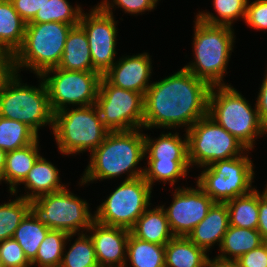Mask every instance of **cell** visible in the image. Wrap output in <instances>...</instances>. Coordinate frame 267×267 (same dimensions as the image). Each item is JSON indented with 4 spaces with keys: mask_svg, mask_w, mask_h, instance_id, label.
<instances>
[{
    "mask_svg": "<svg viewBox=\"0 0 267 267\" xmlns=\"http://www.w3.org/2000/svg\"><path fill=\"white\" fill-rule=\"evenodd\" d=\"M210 89L207 82L185 68L151 83L144 95L143 129L183 126L188 130L208 115Z\"/></svg>",
    "mask_w": 267,
    "mask_h": 267,
    "instance_id": "6da1fadb",
    "label": "cell"
},
{
    "mask_svg": "<svg viewBox=\"0 0 267 267\" xmlns=\"http://www.w3.org/2000/svg\"><path fill=\"white\" fill-rule=\"evenodd\" d=\"M140 131V128L110 131L101 145L91 153L90 162L79 184L117 178L127 172L125 181L142 177L144 168L137 165L145 157V139Z\"/></svg>",
    "mask_w": 267,
    "mask_h": 267,
    "instance_id": "7a4b0ae2",
    "label": "cell"
},
{
    "mask_svg": "<svg viewBox=\"0 0 267 267\" xmlns=\"http://www.w3.org/2000/svg\"><path fill=\"white\" fill-rule=\"evenodd\" d=\"M194 61L185 65L187 71L211 87L228 85L223 81L233 51L234 30L227 25H210L195 18Z\"/></svg>",
    "mask_w": 267,
    "mask_h": 267,
    "instance_id": "3957f363",
    "label": "cell"
},
{
    "mask_svg": "<svg viewBox=\"0 0 267 267\" xmlns=\"http://www.w3.org/2000/svg\"><path fill=\"white\" fill-rule=\"evenodd\" d=\"M254 108L233 86H212L210 89L208 116L248 150H252L257 137L267 134V129L259 118L256 104Z\"/></svg>",
    "mask_w": 267,
    "mask_h": 267,
    "instance_id": "277c9868",
    "label": "cell"
},
{
    "mask_svg": "<svg viewBox=\"0 0 267 267\" xmlns=\"http://www.w3.org/2000/svg\"><path fill=\"white\" fill-rule=\"evenodd\" d=\"M72 27L61 22L27 23L23 44L11 57L12 71L19 73L24 67L41 76L58 67Z\"/></svg>",
    "mask_w": 267,
    "mask_h": 267,
    "instance_id": "5b68a950",
    "label": "cell"
},
{
    "mask_svg": "<svg viewBox=\"0 0 267 267\" xmlns=\"http://www.w3.org/2000/svg\"><path fill=\"white\" fill-rule=\"evenodd\" d=\"M38 87L21 83L20 75L12 71L0 87V116L27 124L37 134L42 126H52L54 114L50 108L46 85Z\"/></svg>",
    "mask_w": 267,
    "mask_h": 267,
    "instance_id": "8992f818",
    "label": "cell"
},
{
    "mask_svg": "<svg viewBox=\"0 0 267 267\" xmlns=\"http://www.w3.org/2000/svg\"><path fill=\"white\" fill-rule=\"evenodd\" d=\"M52 130L63 156L87 150L91 154L110 132L104 126L96 104L71 110L65 108L54 113Z\"/></svg>",
    "mask_w": 267,
    "mask_h": 267,
    "instance_id": "52a82bcc",
    "label": "cell"
},
{
    "mask_svg": "<svg viewBox=\"0 0 267 267\" xmlns=\"http://www.w3.org/2000/svg\"><path fill=\"white\" fill-rule=\"evenodd\" d=\"M216 161L197 177V185L214 201L225 203L251 192L254 166L249 155Z\"/></svg>",
    "mask_w": 267,
    "mask_h": 267,
    "instance_id": "ba28073f",
    "label": "cell"
},
{
    "mask_svg": "<svg viewBox=\"0 0 267 267\" xmlns=\"http://www.w3.org/2000/svg\"><path fill=\"white\" fill-rule=\"evenodd\" d=\"M190 166L207 167L216 161L238 157L249 150L210 116L197 120L188 130Z\"/></svg>",
    "mask_w": 267,
    "mask_h": 267,
    "instance_id": "9c48e42d",
    "label": "cell"
},
{
    "mask_svg": "<svg viewBox=\"0 0 267 267\" xmlns=\"http://www.w3.org/2000/svg\"><path fill=\"white\" fill-rule=\"evenodd\" d=\"M86 201L65 187L58 192L34 199L32 210L49 229L61 230L76 236L80 230L81 233L85 230L87 232L95 221V215L90 213Z\"/></svg>",
    "mask_w": 267,
    "mask_h": 267,
    "instance_id": "30bf717a",
    "label": "cell"
},
{
    "mask_svg": "<svg viewBox=\"0 0 267 267\" xmlns=\"http://www.w3.org/2000/svg\"><path fill=\"white\" fill-rule=\"evenodd\" d=\"M152 187L144 177L124 180L94 212L95 221L131 229L150 206Z\"/></svg>",
    "mask_w": 267,
    "mask_h": 267,
    "instance_id": "8fae6325",
    "label": "cell"
},
{
    "mask_svg": "<svg viewBox=\"0 0 267 267\" xmlns=\"http://www.w3.org/2000/svg\"><path fill=\"white\" fill-rule=\"evenodd\" d=\"M51 73L53 76L50 77ZM41 77L48 91L53 114L70 104L79 107L96 104L102 79L98 72L69 71L56 67L45 71Z\"/></svg>",
    "mask_w": 267,
    "mask_h": 267,
    "instance_id": "7c38bea8",
    "label": "cell"
},
{
    "mask_svg": "<svg viewBox=\"0 0 267 267\" xmlns=\"http://www.w3.org/2000/svg\"><path fill=\"white\" fill-rule=\"evenodd\" d=\"M101 120L109 131L142 129L144 95L112 85L104 76L96 99Z\"/></svg>",
    "mask_w": 267,
    "mask_h": 267,
    "instance_id": "4fadbf2b",
    "label": "cell"
},
{
    "mask_svg": "<svg viewBox=\"0 0 267 267\" xmlns=\"http://www.w3.org/2000/svg\"><path fill=\"white\" fill-rule=\"evenodd\" d=\"M79 25L88 38L93 71L103 76L116 62L117 22L98 4L82 13Z\"/></svg>",
    "mask_w": 267,
    "mask_h": 267,
    "instance_id": "5bb4252c",
    "label": "cell"
},
{
    "mask_svg": "<svg viewBox=\"0 0 267 267\" xmlns=\"http://www.w3.org/2000/svg\"><path fill=\"white\" fill-rule=\"evenodd\" d=\"M196 186L197 188H176L171 205L164 208L174 236L187 237L215 203L197 184Z\"/></svg>",
    "mask_w": 267,
    "mask_h": 267,
    "instance_id": "9a60e30c",
    "label": "cell"
},
{
    "mask_svg": "<svg viewBox=\"0 0 267 267\" xmlns=\"http://www.w3.org/2000/svg\"><path fill=\"white\" fill-rule=\"evenodd\" d=\"M94 244L99 267H128L127 242L130 230L106 226L94 221L87 230Z\"/></svg>",
    "mask_w": 267,
    "mask_h": 267,
    "instance_id": "2e32d148",
    "label": "cell"
},
{
    "mask_svg": "<svg viewBox=\"0 0 267 267\" xmlns=\"http://www.w3.org/2000/svg\"><path fill=\"white\" fill-rule=\"evenodd\" d=\"M152 62L146 52L117 60L103 75L112 85L145 95L151 85Z\"/></svg>",
    "mask_w": 267,
    "mask_h": 267,
    "instance_id": "e0dca14e",
    "label": "cell"
},
{
    "mask_svg": "<svg viewBox=\"0 0 267 267\" xmlns=\"http://www.w3.org/2000/svg\"><path fill=\"white\" fill-rule=\"evenodd\" d=\"M229 226L226 203L215 202L206 217L193 228L187 237L198 247L208 252L216 242L220 246Z\"/></svg>",
    "mask_w": 267,
    "mask_h": 267,
    "instance_id": "ac0fdd59",
    "label": "cell"
},
{
    "mask_svg": "<svg viewBox=\"0 0 267 267\" xmlns=\"http://www.w3.org/2000/svg\"><path fill=\"white\" fill-rule=\"evenodd\" d=\"M30 192L21 197L34 199L63 190L66 186L60 182L59 169L41 155L35 161L26 178L21 182Z\"/></svg>",
    "mask_w": 267,
    "mask_h": 267,
    "instance_id": "d6986e66",
    "label": "cell"
},
{
    "mask_svg": "<svg viewBox=\"0 0 267 267\" xmlns=\"http://www.w3.org/2000/svg\"><path fill=\"white\" fill-rule=\"evenodd\" d=\"M145 156L147 162H189L188 138L185 133L184 140L179 133L161 134L157 139H151L144 134ZM148 155V156H147Z\"/></svg>",
    "mask_w": 267,
    "mask_h": 267,
    "instance_id": "ffe728a7",
    "label": "cell"
},
{
    "mask_svg": "<svg viewBox=\"0 0 267 267\" xmlns=\"http://www.w3.org/2000/svg\"><path fill=\"white\" fill-rule=\"evenodd\" d=\"M164 206H156L154 209L147 208L136 220L130 233L140 240L166 245L174 235L170 229Z\"/></svg>",
    "mask_w": 267,
    "mask_h": 267,
    "instance_id": "44dd1931",
    "label": "cell"
},
{
    "mask_svg": "<svg viewBox=\"0 0 267 267\" xmlns=\"http://www.w3.org/2000/svg\"><path fill=\"white\" fill-rule=\"evenodd\" d=\"M58 68L69 71H93V62L84 29L78 24L68 33Z\"/></svg>",
    "mask_w": 267,
    "mask_h": 267,
    "instance_id": "7402d4cb",
    "label": "cell"
},
{
    "mask_svg": "<svg viewBox=\"0 0 267 267\" xmlns=\"http://www.w3.org/2000/svg\"><path fill=\"white\" fill-rule=\"evenodd\" d=\"M39 139L35 142L6 154V165L2 172V181L9 185L11 195L16 194L17 186L26 178L33 164L40 156Z\"/></svg>",
    "mask_w": 267,
    "mask_h": 267,
    "instance_id": "603a6c76",
    "label": "cell"
},
{
    "mask_svg": "<svg viewBox=\"0 0 267 267\" xmlns=\"http://www.w3.org/2000/svg\"><path fill=\"white\" fill-rule=\"evenodd\" d=\"M27 23L10 0H0V50L11 57L22 46Z\"/></svg>",
    "mask_w": 267,
    "mask_h": 267,
    "instance_id": "cb8c5ba5",
    "label": "cell"
},
{
    "mask_svg": "<svg viewBox=\"0 0 267 267\" xmlns=\"http://www.w3.org/2000/svg\"><path fill=\"white\" fill-rule=\"evenodd\" d=\"M264 242L257 229L229 226L219 246L220 253L216 257L225 260H237Z\"/></svg>",
    "mask_w": 267,
    "mask_h": 267,
    "instance_id": "d4e9b609",
    "label": "cell"
},
{
    "mask_svg": "<svg viewBox=\"0 0 267 267\" xmlns=\"http://www.w3.org/2000/svg\"><path fill=\"white\" fill-rule=\"evenodd\" d=\"M209 256L188 237L174 236L165 245V267H200Z\"/></svg>",
    "mask_w": 267,
    "mask_h": 267,
    "instance_id": "484cf974",
    "label": "cell"
},
{
    "mask_svg": "<svg viewBox=\"0 0 267 267\" xmlns=\"http://www.w3.org/2000/svg\"><path fill=\"white\" fill-rule=\"evenodd\" d=\"M49 230L33 210L25 216L15 230L12 238L22 247L30 263L36 258L38 248Z\"/></svg>",
    "mask_w": 267,
    "mask_h": 267,
    "instance_id": "4316f807",
    "label": "cell"
},
{
    "mask_svg": "<svg viewBox=\"0 0 267 267\" xmlns=\"http://www.w3.org/2000/svg\"><path fill=\"white\" fill-rule=\"evenodd\" d=\"M225 203L228 207L230 226L257 229L259 214V191L257 189Z\"/></svg>",
    "mask_w": 267,
    "mask_h": 267,
    "instance_id": "83f0119b",
    "label": "cell"
},
{
    "mask_svg": "<svg viewBox=\"0 0 267 267\" xmlns=\"http://www.w3.org/2000/svg\"><path fill=\"white\" fill-rule=\"evenodd\" d=\"M127 261H130L132 267H165V245L140 240L130 233Z\"/></svg>",
    "mask_w": 267,
    "mask_h": 267,
    "instance_id": "f1b7e54d",
    "label": "cell"
},
{
    "mask_svg": "<svg viewBox=\"0 0 267 267\" xmlns=\"http://www.w3.org/2000/svg\"><path fill=\"white\" fill-rule=\"evenodd\" d=\"M73 234H68L61 230L50 229L41 242L36 258L31 262V266L39 267H60L66 241H70Z\"/></svg>",
    "mask_w": 267,
    "mask_h": 267,
    "instance_id": "f546056e",
    "label": "cell"
},
{
    "mask_svg": "<svg viewBox=\"0 0 267 267\" xmlns=\"http://www.w3.org/2000/svg\"><path fill=\"white\" fill-rule=\"evenodd\" d=\"M39 135L27 124L0 116V148L6 152L23 148Z\"/></svg>",
    "mask_w": 267,
    "mask_h": 267,
    "instance_id": "4dcf8cb0",
    "label": "cell"
},
{
    "mask_svg": "<svg viewBox=\"0 0 267 267\" xmlns=\"http://www.w3.org/2000/svg\"><path fill=\"white\" fill-rule=\"evenodd\" d=\"M82 13L79 5L73 7L67 0H46L30 23L61 22L76 26Z\"/></svg>",
    "mask_w": 267,
    "mask_h": 267,
    "instance_id": "1f68e13d",
    "label": "cell"
},
{
    "mask_svg": "<svg viewBox=\"0 0 267 267\" xmlns=\"http://www.w3.org/2000/svg\"><path fill=\"white\" fill-rule=\"evenodd\" d=\"M32 210V201L16 197L0 205V242L11 239L25 216Z\"/></svg>",
    "mask_w": 267,
    "mask_h": 267,
    "instance_id": "d6a6232c",
    "label": "cell"
},
{
    "mask_svg": "<svg viewBox=\"0 0 267 267\" xmlns=\"http://www.w3.org/2000/svg\"><path fill=\"white\" fill-rule=\"evenodd\" d=\"M249 0H213V6L217 15L208 12H199L196 15L200 21L210 25L231 26L239 17L245 20L247 2Z\"/></svg>",
    "mask_w": 267,
    "mask_h": 267,
    "instance_id": "836d02e7",
    "label": "cell"
},
{
    "mask_svg": "<svg viewBox=\"0 0 267 267\" xmlns=\"http://www.w3.org/2000/svg\"><path fill=\"white\" fill-rule=\"evenodd\" d=\"M64 252L60 267H99L93 241L86 232H79L68 252Z\"/></svg>",
    "mask_w": 267,
    "mask_h": 267,
    "instance_id": "e575fe53",
    "label": "cell"
},
{
    "mask_svg": "<svg viewBox=\"0 0 267 267\" xmlns=\"http://www.w3.org/2000/svg\"><path fill=\"white\" fill-rule=\"evenodd\" d=\"M148 167H144L143 177L146 182L153 187L156 181L170 183L173 186L179 178L187 176L189 162H147Z\"/></svg>",
    "mask_w": 267,
    "mask_h": 267,
    "instance_id": "d590c367",
    "label": "cell"
},
{
    "mask_svg": "<svg viewBox=\"0 0 267 267\" xmlns=\"http://www.w3.org/2000/svg\"><path fill=\"white\" fill-rule=\"evenodd\" d=\"M0 267H31L22 247L13 238L0 242Z\"/></svg>",
    "mask_w": 267,
    "mask_h": 267,
    "instance_id": "8d00e7d4",
    "label": "cell"
},
{
    "mask_svg": "<svg viewBox=\"0 0 267 267\" xmlns=\"http://www.w3.org/2000/svg\"><path fill=\"white\" fill-rule=\"evenodd\" d=\"M111 2V3H110ZM108 14L113 15L114 6L122 8L125 13L137 15L155 9L156 5L151 0H103L99 4Z\"/></svg>",
    "mask_w": 267,
    "mask_h": 267,
    "instance_id": "74e56055",
    "label": "cell"
},
{
    "mask_svg": "<svg viewBox=\"0 0 267 267\" xmlns=\"http://www.w3.org/2000/svg\"><path fill=\"white\" fill-rule=\"evenodd\" d=\"M245 23L256 30H267V0L247 2Z\"/></svg>",
    "mask_w": 267,
    "mask_h": 267,
    "instance_id": "f35d334b",
    "label": "cell"
},
{
    "mask_svg": "<svg viewBox=\"0 0 267 267\" xmlns=\"http://www.w3.org/2000/svg\"><path fill=\"white\" fill-rule=\"evenodd\" d=\"M241 267H267V242L237 259Z\"/></svg>",
    "mask_w": 267,
    "mask_h": 267,
    "instance_id": "ab89813d",
    "label": "cell"
},
{
    "mask_svg": "<svg viewBox=\"0 0 267 267\" xmlns=\"http://www.w3.org/2000/svg\"><path fill=\"white\" fill-rule=\"evenodd\" d=\"M20 17L30 23L46 0H10Z\"/></svg>",
    "mask_w": 267,
    "mask_h": 267,
    "instance_id": "60d3db41",
    "label": "cell"
},
{
    "mask_svg": "<svg viewBox=\"0 0 267 267\" xmlns=\"http://www.w3.org/2000/svg\"><path fill=\"white\" fill-rule=\"evenodd\" d=\"M257 230L260 232L263 240L267 242V184L262 194L259 193V214Z\"/></svg>",
    "mask_w": 267,
    "mask_h": 267,
    "instance_id": "b9f144b4",
    "label": "cell"
},
{
    "mask_svg": "<svg viewBox=\"0 0 267 267\" xmlns=\"http://www.w3.org/2000/svg\"><path fill=\"white\" fill-rule=\"evenodd\" d=\"M267 72V70H265ZM265 78L262 81V85L258 96H257V110L259 114V118L263 124V126L267 129V73L264 75Z\"/></svg>",
    "mask_w": 267,
    "mask_h": 267,
    "instance_id": "7bdbcfd3",
    "label": "cell"
},
{
    "mask_svg": "<svg viewBox=\"0 0 267 267\" xmlns=\"http://www.w3.org/2000/svg\"><path fill=\"white\" fill-rule=\"evenodd\" d=\"M12 72L11 56L0 50V87L4 79Z\"/></svg>",
    "mask_w": 267,
    "mask_h": 267,
    "instance_id": "ee69618b",
    "label": "cell"
},
{
    "mask_svg": "<svg viewBox=\"0 0 267 267\" xmlns=\"http://www.w3.org/2000/svg\"><path fill=\"white\" fill-rule=\"evenodd\" d=\"M207 267H241L237 260H225L214 257L207 260Z\"/></svg>",
    "mask_w": 267,
    "mask_h": 267,
    "instance_id": "f6af8a7d",
    "label": "cell"
},
{
    "mask_svg": "<svg viewBox=\"0 0 267 267\" xmlns=\"http://www.w3.org/2000/svg\"><path fill=\"white\" fill-rule=\"evenodd\" d=\"M6 154L7 152L2 150L0 148V172L2 173L5 169V165H6Z\"/></svg>",
    "mask_w": 267,
    "mask_h": 267,
    "instance_id": "bcb514c9",
    "label": "cell"
},
{
    "mask_svg": "<svg viewBox=\"0 0 267 267\" xmlns=\"http://www.w3.org/2000/svg\"><path fill=\"white\" fill-rule=\"evenodd\" d=\"M156 6H157V3L159 2V0H151Z\"/></svg>",
    "mask_w": 267,
    "mask_h": 267,
    "instance_id": "7dc6e473",
    "label": "cell"
},
{
    "mask_svg": "<svg viewBox=\"0 0 267 267\" xmlns=\"http://www.w3.org/2000/svg\"><path fill=\"white\" fill-rule=\"evenodd\" d=\"M200 267H207V261Z\"/></svg>",
    "mask_w": 267,
    "mask_h": 267,
    "instance_id": "c3c4849f",
    "label": "cell"
},
{
    "mask_svg": "<svg viewBox=\"0 0 267 267\" xmlns=\"http://www.w3.org/2000/svg\"><path fill=\"white\" fill-rule=\"evenodd\" d=\"M2 182V173L0 172V183Z\"/></svg>",
    "mask_w": 267,
    "mask_h": 267,
    "instance_id": "681fc988",
    "label": "cell"
}]
</instances>
